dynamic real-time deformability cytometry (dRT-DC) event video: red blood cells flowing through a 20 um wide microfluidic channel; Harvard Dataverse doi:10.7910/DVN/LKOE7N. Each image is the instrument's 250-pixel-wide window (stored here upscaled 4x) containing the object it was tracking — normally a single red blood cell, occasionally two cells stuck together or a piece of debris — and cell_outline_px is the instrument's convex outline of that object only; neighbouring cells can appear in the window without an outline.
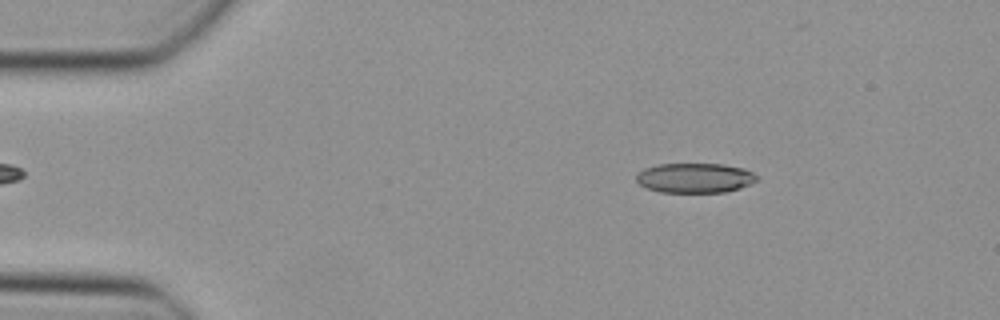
{"species": "Egyptian fruit bat (a non-hibernating species)", "species_latin": "Rousettus aegyptiacus", "temperature_condition": "cold", "stored_images_in_passage": 34, "camera_frame_rate_fps": 3000, "um_per_image_px": 0.085, "animal": {"sex": "female"}, "frame": {"image": 1, "passage_image": 3, "time_ms": 0.667, "image_size_px": [1000, 320], "cell_outline_px": [[756, 180], [740, 188], [724, 192], [660, 192], [644, 188], [636, 180], [636, 176], [644, 168], [656, 164], [724, 164], [744, 168], [752, 172], [756, 176]], "centroid_in_image_um": [59.02, 15.12], "position_along_channel_um": 26.0, "area_um2": 20.87}}
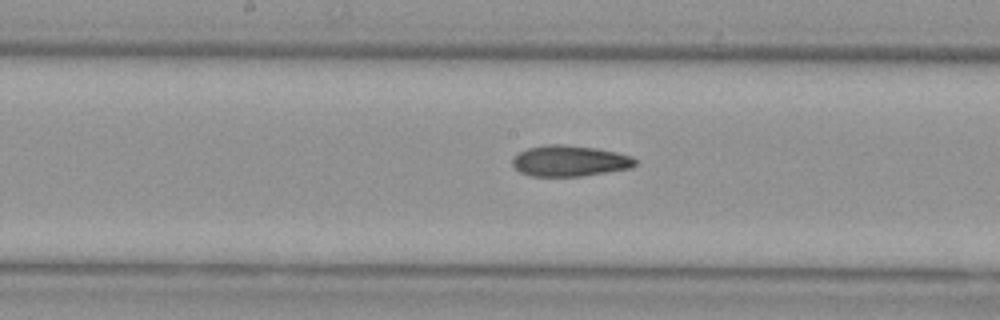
{"frame": {"image": 2, "passage_image": 20, "time_ms": 6.333, "image_size_px": [1000, 320], "cell_outline_px": [[636, 164], [632, 168], [580, 176], [528, 176], [520, 172], [512, 164], [512, 156], [528, 148], [548, 144], [564, 144], [596, 148], [616, 152], [632, 156], [636, 160]], "centroid_in_image_um": [48.41, 13.67], "position_along_channel_um": 199.8, "area_um2": 22.2}}
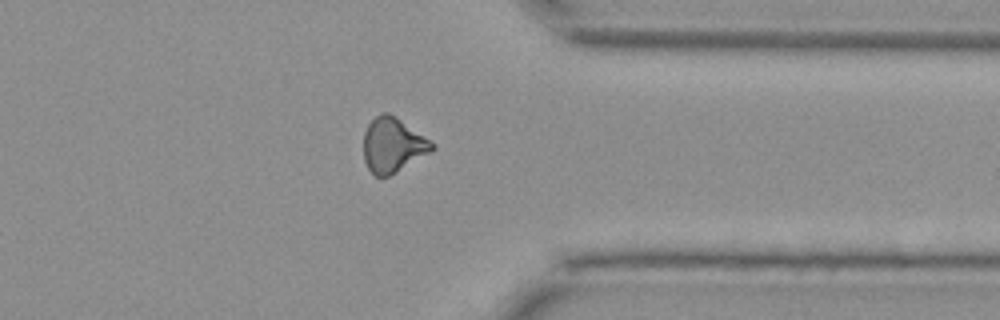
{"frame": {"image": 3, "passage_image": 33, "time_ms": 10.667, "image_size_px": [1000, 320], "cell_outline_px": [[436, 148], [432, 152], [388, 176], [376, 176], [368, 168], [364, 160], [364, 132], [368, 124], [380, 112], [388, 112], [436, 144]], "centroid_in_image_um": [33.4, 12.33], "position_along_channel_um": 378.0, "area_um2": 21.62}}